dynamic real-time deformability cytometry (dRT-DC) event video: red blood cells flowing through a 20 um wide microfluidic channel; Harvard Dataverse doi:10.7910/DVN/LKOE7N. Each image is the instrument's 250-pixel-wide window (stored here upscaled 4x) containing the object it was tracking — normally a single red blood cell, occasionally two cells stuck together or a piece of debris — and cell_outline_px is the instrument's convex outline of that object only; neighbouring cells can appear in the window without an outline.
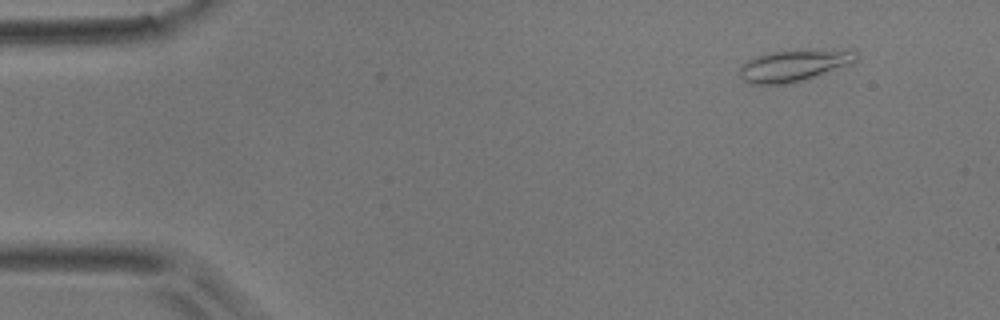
{"species": "common noctule bat (a hibernating species)", "species_latin": "Nyctalus noctula", "temperature_condition": "room temperature", "stored_images_in_passage": 3, "camera_frame_rate_fps": 3000, "um_per_image_px": 0.085, "animal": {"sex": "male", "body_mass_g": 17.9}, "frame": {"image": 1, "passage_image": 1, "time_ms": 0.0, "image_size_px": [1000, 320], "cell_outline_px": [[856, 60], [812, 76], [800, 80], [784, 84], [748, 84], [740, 76], [740, 68], [748, 60], [756, 56], [772, 52], [856, 52]], "centroid_in_image_um": [67.26, 5.62], "position_along_channel_um": 17.7, "area_um2": 19.48}}